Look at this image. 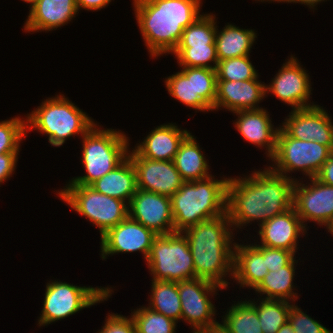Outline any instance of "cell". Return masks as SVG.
<instances>
[{
	"instance_id": "cell-1",
	"label": "cell",
	"mask_w": 333,
	"mask_h": 333,
	"mask_svg": "<svg viewBox=\"0 0 333 333\" xmlns=\"http://www.w3.org/2000/svg\"><path fill=\"white\" fill-rule=\"evenodd\" d=\"M245 178H229L227 214L232 226L241 228L251 221L260 226L270 218L293 207L295 181L273 172L269 167Z\"/></svg>"
},
{
	"instance_id": "cell-2",
	"label": "cell",
	"mask_w": 333,
	"mask_h": 333,
	"mask_svg": "<svg viewBox=\"0 0 333 333\" xmlns=\"http://www.w3.org/2000/svg\"><path fill=\"white\" fill-rule=\"evenodd\" d=\"M135 17L152 57L173 53L183 31L200 15L201 0H133Z\"/></svg>"
},
{
	"instance_id": "cell-3",
	"label": "cell",
	"mask_w": 333,
	"mask_h": 333,
	"mask_svg": "<svg viewBox=\"0 0 333 333\" xmlns=\"http://www.w3.org/2000/svg\"><path fill=\"white\" fill-rule=\"evenodd\" d=\"M232 224L227 213L193 225L182 233L188 240L195 267V276L223 288L224 277L233 276L234 247ZM230 272V273H229Z\"/></svg>"
},
{
	"instance_id": "cell-4",
	"label": "cell",
	"mask_w": 333,
	"mask_h": 333,
	"mask_svg": "<svg viewBox=\"0 0 333 333\" xmlns=\"http://www.w3.org/2000/svg\"><path fill=\"white\" fill-rule=\"evenodd\" d=\"M229 178L216 180L211 176L184 182L171 198L174 231L185 229L227 213Z\"/></svg>"
},
{
	"instance_id": "cell-5",
	"label": "cell",
	"mask_w": 333,
	"mask_h": 333,
	"mask_svg": "<svg viewBox=\"0 0 333 333\" xmlns=\"http://www.w3.org/2000/svg\"><path fill=\"white\" fill-rule=\"evenodd\" d=\"M26 118V130L47 134L49 143L56 147L73 135L83 136L95 124L91 117L61 94L46 99Z\"/></svg>"
},
{
	"instance_id": "cell-6",
	"label": "cell",
	"mask_w": 333,
	"mask_h": 333,
	"mask_svg": "<svg viewBox=\"0 0 333 333\" xmlns=\"http://www.w3.org/2000/svg\"><path fill=\"white\" fill-rule=\"evenodd\" d=\"M82 137V164L87 175L73 178L69 184L90 186L128 157L129 141L123 132L101 130L94 124Z\"/></svg>"
},
{
	"instance_id": "cell-7",
	"label": "cell",
	"mask_w": 333,
	"mask_h": 333,
	"mask_svg": "<svg viewBox=\"0 0 333 333\" xmlns=\"http://www.w3.org/2000/svg\"><path fill=\"white\" fill-rule=\"evenodd\" d=\"M146 261L152 280L179 282L196 278L189 243L182 232L158 235Z\"/></svg>"
},
{
	"instance_id": "cell-8",
	"label": "cell",
	"mask_w": 333,
	"mask_h": 333,
	"mask_svg": "<svg viewBox=\"0 0 333 333\" xmlns=\"http://www.w3.org/2000/svg\"><path fill=\"white\" fill-rule=\"evenodd\" d=\"M58 194L77 213L95 224L101 236L128 216L127 201L99 193L91 186L68 184Z\"/></svg>"
},
{
	"instance_id": "cell-9",
	"label": "cell",
	"mask_w": 333,
	"mask_h": 333,
	"mask_svg": "<svg viewBox=\"0 0 333 333\" xmlns=\"http://www.w3.org/2000/svg\"><path fill=\"white\" fill-rule=\"evenodd\" d=\"M332 152L330 147L316 141L292 138L279 127L276 151L270 158L275 163V167L272 165L269 168L285 177H287L286 173L300 169L304 175L313 178L319 173Z\"/></svg>"
},
{
	"instance_id": "cell-10",
	"label": "cell",
	"mask_w": 333,
	"mask_h": 333,
	"mask_svg": "<svg viewBox=\"0 0 333 333\" xmlns=\"http://www.w3.org/2000/svg\"><path fill=\"white\" fill-rule=\"evenodd\" d=\"M112 291L104 287H80L60 281L49 282L46 285L42 314L38 324L44 326L65 319L84 308L107 300Z\"/></svg>"
},
{
	"instance_id": "cell-11",
	"label": "cell",
	"mask_w": 333,
	"mask_h": 333,
	"mask_svg": "<svg viewBox=\"0 0 333 333\" xmlns=\"http://www.w3.org/2000/svg\"><path fill=\"white\" fill-rule=\"evenodd\" d=\"M182 70L166 78L168 93L190 108L213 111L216 98V69L181 67Z\"/></svg>"
},
{
	"instance_id": "cell-12",
	"label": "cell",
	"mask_w": 333,
	"mask_h": 333,
	"mask_svg": "<svg viewBox=\"0 0 333 333\" xmlns=\"http://www.w3.org/2000/svg\"><path fill=\"white\" fill-rule=\"evenodd\" d=\"M217 288L224 289L211 281L197 277L178 282L181 319L193 326L194 332H204L210 325L217 323L213 320L215 306L208 298V295L216 293Z\"/></svg>"
},
{
	"instance_id": "cell-13",
	"label": "cell",
	"mask_w": 333,
	"mask_h": 333,
	"mask_svg": "<svg viewBox=\"0 0 333 333\" xmlns=\"http://www.w3.org/2000/svg\"><path fill=\"white\" fill-rule=\"evenodd\" d=\"M309 179V185L295 179L293 208L304 227L307 221L327 227L333 219V186L320 182L316 177Z\"/></svg>"
},
{
	"instance_id": "cell-14",
	"label": "cell",
	"mask_w": 333,
	"mask_h": 333,
	"mask_svg": "<svg viewBox=\"0 0 333 333\" xmlns=\"http://www.w3.org/2000/svg\"><path fill=\"white\" fill-rule=\"evenodd\" d=\"M128 216L157 235L175 232L170 197L137 189L128 204Z\"/></svg>"
},
{
	"instance_id": "cell-15",
	"label": "cell",
	"mask_w": 333,
	"mask_h": 333,
	"mask_svg": "<svg viewBox=\"0 0 333 333\" xmlns=\"http://www.w3.org/2000/svg\"><path fill=\"white\" fill-rule=\"evenodd\" d=\"M158 235L127 216L122 222L101 236V256L141 251L147 260L154 239Z\"/></svg>"
},
{
	"instance_id": "cell-16",
	"label": "cell",
	"mask_w": 333,
	"mask_h": 333,
	"mask_svg": "<svg viewBox=\"0 0 333 333\" xmlns=\"http://www.w3.org/2000/svg\"><path fill=\"white\" fill-rule=\"evenodd\" d=\"M271 82L266 85V93L271 92L276 98L292 106L293 110L315 106L307 102L311 94L309 75L297 58L291 56Z\"/></svg>"
},
{
	"instance_id": "cell-17",
	"label": "cell",
	"mask_w": 333,
	"mask_h": 333,
	"mask_svg": "<svg viewBox=\"0 0 333 333\" xmlns=\"http://www.w3.org/2000/svg\"><path fill=\"white\" fill-rule=\"evenodd\" d=\"M280 126L290 137L316 141L333 150V122L319 105L292 110Z\"/></svg>"
},
{
	"instance_id": "cell-18",
	"label": "cell",
	"mask_w": 333,
	"mask_h": 333,
	"mask_svg": "<svg viewBox=\"0 0 333 333\" xmlns=\"http://www.w3.org/2000/svg\"><path fill=\"white\" fill-rule=\"evenodd\" d=\"M129 158L136 170L137 189L171 197L185 182L173 161Z\"/></svg>"
},
{
	"instance_id": "cell-19",
	"label": "cell",
	"mask_w": 333,
	"mask_h": 333,
	"mask_svg": "<svg viewBox=\"0 0 333 333\" xmlns=\"http://www.w3.org/2000/svg\"><path fill=\"white\" fill-rule=\"evenodd\" d=\"M266 85L257 79L245 81L217 80L214 110L224 107L229 111L258 110L265 97ZM257 105V106H256Z\"/></svg>"
},
{
	"instance_id": "cell-20",
	"label": "cell",
	"mask_w": 333,
	"mask_h": 333,
	"mask_svg": "<svg viewBox=\"0 0 333 333\" xmlns=\"http://www.w3.org/2000/svg\"><path fill=\"white\" fill-rule=\"evenodd\" d=\"M259 227L260 246L286 249L294 254L298 249L299 235H304L307 229L293 207L270 218Z\"/></svg>"
},
{
	"instance_id": "cell-21",
	"label": "cell",
	"mask_w": 333,
	"mask_h": 333,
	"mask_svg": "<svg viewBox=\"0 0 333 333\" xmlns=\"http://www.w3.org/2000/svg\"><path fill=\"white\" fill-rule=\"evenodd\" d=\"M189 133L171 123L157 126L132 152L129 151L128 157L173 161L179 145Z\"/></svg>"
},
{
	"instance_id": "cell-22",
	"label": "cell",
	"mask_w": 333,
	"mask_h": 333,
	"mask_svg": "<svg viewBox=\"0 0 333 333\" xmlns=\"http://www.w3.org/2000/svg\"><path fill=\"white\" fill-rule=\"evenodd\" d=\"M24 31L56 30L67 24L78 12L76 0H37L30 7Z\"/></svg>"
},
{
	"instance_id": "cell-23",
	"label": "cell",
	"mask_w": 333,
	"mask_h": 333,
	"mask_svg": "<svg viewBox=\"0 0 333 333\" xmlns=\"http://www.w3.org/2000/svg\"><path fill=\"white\" fill-rule=\"evenodd\" d=\"M233 113L238 115L234 124L243 138L255 146H265L268 152L266 154L271 158L276 151L279 128H273L268 112L265 109H258L239 110Z\"/></svg>"
},
{
	"instance_id": "cell-24",
	"label": "cell",
	"mask_w": 333,
	"mask_h": 333,
	"mask_svg": "<svg viewBox=\"0 0 333 333\" xmlns=\"http://www.w3.org/2000/svg\"><path fill=\"white\" fill-rule=\"evenodd\" d=\"M233 279L241 286L252 287L254 290L269 272L264 259V246L239 245L234 243Z\"/></svg>"
},
{
	"instance_id": "cell-25",
	"label": "cell",
	"mask_w": 333,
	"mask_h": 333,
	"mask_svg": "<svg viewBox=\"0 0 333 333\" xmlns=\"http://www.w3.org/2000/svg\"><path fill=\"white\" fill-rule=\"evenodd\" d=\"M90 186L104 195L123 201L127 200L128 205L137 191L136 170L131 159L127 157L114 170Z\"/></svg>"
},
{
	"instance_id": "cell-26",
	"label": "cell",
	"mask_w": 333,
	"mask_h": 333,
	"mask_svg": "<svg viewBox=\"0 0 333 333\" xmlns=\"http://www.w3.org/2000/svg\"><path fill=\"white\" fill-rule=\"evenodd\" d=\"M196 138L189 133L179 145L174 164L185 182L201 180L211 176L209 165L202 154Z\"/></svg>"
},
{
	"instance_id": "cell-27",
	"label": "cell",
	"mask_w": 333,
	"mask_h": 333,
	"mask_svg": "<svg viewBox=\"0 0 333 333\" xmlns=\"http://www.w3.org/2000/svg\"><path fill=\"white\" fill-rule=\"evenodd\" d=\"M218 32L217 29L215 44L218 61L250 55V49L257 38L254 30L240 29L232 24Z\"/></svg>"
},
{
	"instance_id": "cell-28",
	"label": "cell",
	"mask_w": 333,
	"mask_h": 333,
	"mask_svg": "<svg viewBox=\"0 0 333 333\" xmlns=\"http://www.w3.org/2000/svg\"><path fill=\"white\" fill-rule=\"evenodd\" d=\"M295 263L297 264L298 261L294 258L287 266L277 269L276 271H269L265 275L264 280L255 289V292L263 295L266 294L265 299L286 301H295L298 299L297 293L292 291L294 290L293 279L296 269Z\"/></svg>"
},
{
	"instance_id": "cell-29",
	"label": "cell",
	"mask_w": 333,
	"mask_h": 333,
	"mask_svg": "<svg viewBox=\"0 0 333 333\" xmlns=\"http://www.w3.org/2000/svg\"><path fill=\"white\" fill-rule=\"evenodd\" d=\"M152 294L148 308L174 321L181 320V302L178 282L152 280Z\"/></svg>"
},
{
	"instance_id": "cell-30",
	"label": "cell",
	"mask_w": 333,
	"mask_h": 333,
	"mask_svg": "<svg viewBox=\"0 0 333 333\" xmlns=\"http://www.w3.org/2000/svg\"><path fill=\"white\" fill-rule=\"evenodd\" d=\"M256 309L263 333H276L287 321L291 304L286 300L265 299L259 305L248 300Z\"/></svg>"
},
{
	"instance_id": "cell-31",
	"label": "cell",
	"mask_w": 333,
	"mask_h": 333,
	"mask_svg": "<svg viewBox=\"0 0 333 333\" xmlns=\"http://www.w3.org/2000/svg\"><path fill=\"white\" fill-rule=\"evenodd\" d=\"M228 310L223 324L232 333H263L257 311L249 301H238Z\"/></svg>"
},
{
	"instance_id": "cell-32",
	"label": "cell",
	"mask_w": 333,
	"mask_h": 333,
	"mask_svg": "<svg viewBox=\"0 0 333 333\" xmlns=\"http://www.w3.org/2000/svg\"><path fill=\"white\" fill-rule=\"evenodd\" d=\"M215 15L203 14L184 29L177 47L216 45L217 25Z\"/></svg>"
},
{
	"instance_id": "cell-33",
	"label": "cell",
	"mask_w": 333,
	"mask_h": 333,
	"mask_svg": "<svg viewBox=\"0 0 333 333\" xmlns=\"http://www.w3.org/2000/svg\"><path fill=\"white\" fill-rule=\"evenodd\" d=\"M136 333H175L176 321L148 307L134 310L131 315Z\"/></svg>"
},
{
	"instance_id": "cell-34",
	"label": "cell",
	"mask_w": 333,
	"mask_h": 333,
	"mask_svg": "<svg viewBox=\"0 0 333 333\" xmlns=\"http://www.w3.org/2000/svg\"><path fill=\"white\" fill-rule=\"evenodd\" d=\"M173 54L178 59L181 67H205L216 69L218 58L216 54V45L177 47ZM214 65H210L209 63Z\"/></svg>"
},
{
	"instance_id": "cell-35",
	"label": "cell",
	"mask_w": 333,
	"mask_h": 333,
	"mask_svg": "<svg viewBox=\"0 0 333 333\" xmlns=\"http://www.w3.org/2000/svg\"><path fill=\"white\" fill-rule=\"evenodd\" d=\"M216 73L217 80L245 81L258 79V73L249 60V55L218 61Z\"/></svg>"
},
{
	"instance_id": "cell-36",
	"label": "cell",
	"mask_w": 333,
	"mask_h": 333,
	"mask_svg": "<svg viewBox=\"0 0 333 333\" xmlns=\"http://www.w3.org/2000/svg\"><path fill=\"white\" fill-rule=\"evenodd\" d=\"M26 120L15 117L0 122V154L19 153L20 142L26 137Z\"/></svg>"
},
{
	"instance_id": "cell-37",
	"label": "cell",
	"mask_w": 333,
	"mask_h": 333,
	"mask_svg": "<svg viewBox=\"0 0 333 333\" xmlns=\"http://www.w3.org/2000/svg\"><path fill=\"white\" fill-rule=\"evenodd\" d=\"M288 321L295 333H321L326 329V327L312 319L295 304L290 306Z\"/></svg>"
},
{
	"instance_id": "cell-38",
	"label": "cell",
	"mask_w": 333,
	"mask_h": 333,
	"mask_svg": "<svg viewBox=\"0 0 333 333\" xmlns=\"http://www.w3.org/2000/svg\"><path fill=\"white\" fill-rule=\"evenodd\" d=\"M294 256L292 251L264 246V259H266V267L269 271H276L287 266Z\"/></svg>"
},
{
	"instance_id": "cell-39",
	"label": "cell",
	"mask_w": 333,
	"mask_h": 333,
	"mask_svg": "<svg viewBox=\"0 0 333 333\" xmlns=\"http://www.w3.org/2000/svg\"><path fill=\"white\" fill-rule=\"evenodd\" d=\"M105 325L98 333H136L135 323L123 315L110 314L105 320Z\"/></svg>"
},
{
	"instance_id": "cell-40",
	"label": "cell",
	"mask_w": 333,
	"mask_h": 333,
	"mask_svg": "<svg viewBox=\"0 0 333 333\" xmlns=\"http://www.w3.org/2000/svg\"><path fill=\"white\" fill-rule=\"evenodd\" d=\"M18 153H3L0 154V184L11 177L15 170Z\"/></svg>"
},
{
	"instance_id": "cell-41",
	"label": "cell",
	"mask_w": 333,
	"mask_h": 333,
	"mask_svg": "<svg viewBox=\"0 0 333 333\" xmlns=\"http://www.w3.org/2000/svg\"><path fill=\"white\" fill-rule=\"evenodd\" d=\"M316 178L325 184L333 186V152L322 165Z\"/></svg>"
},
{
	"instance_id": "cell-42",
	"label": "cell",
	"mask_w": 333,
	"mask_h": 333,
	"mask_svg": "<svg viewBox=\"0 0 333 333\" xmlns=\"http://www.w3.org/2000/svg\"><path fill=\"white\" fill-rule=\"evenodd\" d=\"M110 2L111 0H76V5L78 11L81 8L96 11L108 6Z\"/></svg>"
},
{
	"instance_id": "cell-43",
	"label": "cell",
	"mask_w": 333,
	"mask_h": 333,
	"mask_svg": "<svg viewBox=\"0 0 333 333\" xmlns=\"http://www.w3.org/2000/svg\"><path fill=\"white\" fill-rule=\"evenodd\" d=\"M204 333H232L223 323H215L210 325Z\"/></svg>"
},
{
	"instance_id": "cell-44",
	"label": "cell",
	"mask_w": 333,
	"mask_h": 333,
	"mask_svg": "<svg viewBox=\"0 0 333 333\" xmlns=\"http://www.w3.org/2000/svg\"><path fill=\"white\" fill-rule=\"evenodd\" d=\"M324 0H283L282 2L288 3H302L304 5H308L309 7L313 8L316 4Z\"/></svg>"
},
{
	"instance_id": "cell-45",
	"label": "cell",
	"mask_w": 333,
	"mask_h": 333,
	"mask_svg": "<svg viewBox=\"0 0 333 333\" xmlns=\"http://www.w3.org/2000/svg\"><path fill=\"white\" fill-rule=\"evenodd\" d=\"M276 333H295L289 321H287Z\"/></svg>"
},
{
	"instance_id": "cell-46",
	"label": "cell",
	"mask_w": 333,
	"mask_h": 333,
	"mask_svg": "<svg viewBox=\"0 0 333 333\" xmlns=\"http://www.w3.org/2000/svg\"><path fill=\"white\" fill-rule=\"evenodd\" d=\"M328 232H330L333 235V219L331 220V222L328 224V226L326 227Z\"/></svg>"
},
{
	"instance_id": "cell-47",
	"label": "cell",
	"mask_w": 333,
	"mask_h": 333,
	"mask_svg": "<svg viewBox=\"0 0 333 333\" xmlns=\"http://www.w3.org/2000/svg\"><path fill=\"white\" fill-rule=\"evenodd\" d=\"M23 1L26 3H30L31 7L37 2V0H23Z\"/></svg>"
},
{
	"instance_id": "cell-48",
	"label": "cell",
	"mask_w": 333,
	"mask_h": 333,
	"mask_svg": "<svg viewBox=\"0 0 333 333\" xmlns=\"http://www.w3.org/2000/svg\"><path fill=\"white\" fill-rule=\"evenodd\" d=\"M257 1H258V0H257ZM259 1H260V0H259ZM262 1H266V0H261V2H262ZM268 1L282 2L283 0H267V2H268Z\"/></svg>"
},
{
	"instance_id": "cell-49",
	"label": "cell",
	"mask_w": 333,
	"mask_h": 333,
	"mask_svg": "<svg viewBox=\"0 0 333 333\" xmlns=\"http://www.w3.org/2000/svg\"><path fill=\"white\" fill-rule=\"evenodd\" d=\"M321 333H332L329 329H325L324 331H322Z\"/></svg>"
}]
</instances>
